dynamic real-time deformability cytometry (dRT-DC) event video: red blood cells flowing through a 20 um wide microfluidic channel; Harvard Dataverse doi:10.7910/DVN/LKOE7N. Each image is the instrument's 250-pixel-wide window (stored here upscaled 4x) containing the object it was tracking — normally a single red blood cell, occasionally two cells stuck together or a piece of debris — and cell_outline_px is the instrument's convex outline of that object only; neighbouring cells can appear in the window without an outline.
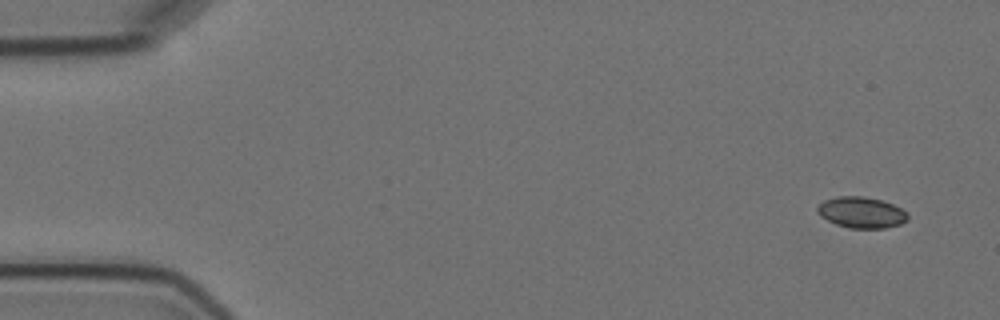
{"species": "Egyptian fruit bat (a non-hibernating species)", "species_latin": "Rousettus aegyptiacus", "temperature_condition": "cold", "stored_images_in_passage": 6, "camera_frame_rate_fps": 3000, "um_per_image_px": 0.085, "animal": {"sex": "female"}, "frame": {"image": 1, "passage_image": 1, "time_ms": 0.0, "image_size_px": [1000, 320], "cell_outline_px": [[908, 220], [900, 224], [884, 228], [848, 228], [836, 224], [820, 216], [816, 212], [816, 208], [824, 200], [836, 196], [864, 196], [880, 200], [892, 204], [908, 212]], "centroid_in_image_um": [73.21, 18.06], "position_along_channel_um": 11.8, "area_um2": 16.42}}
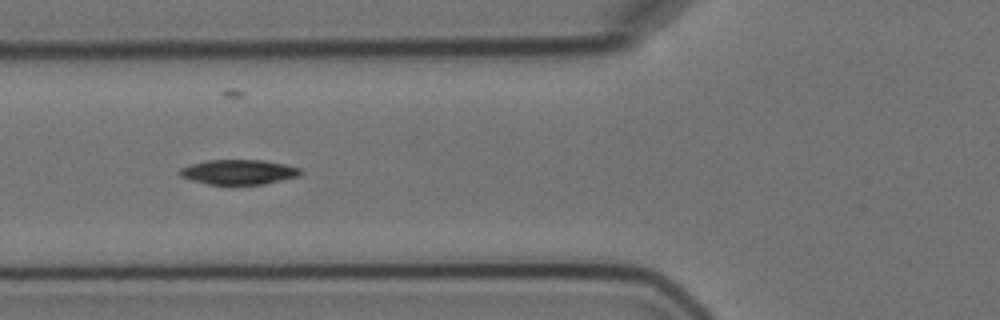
{"frame": {"image": 2, "passage_image": 5, "time_ms": 6.0, "image_size_px": [1000, 320], "cell_outline_px": [[300, 176], [264, 184], [208, 184], [192, 180], [180, 176], [176, 172], [180, 168], [192, 164], [208, 160], [264, 160], [284, 164], [300, 168]], "centroid_in_image_um": [20.26, 14.62], "position_along_channel_um": 105.5, "area_um2": 17.4}}
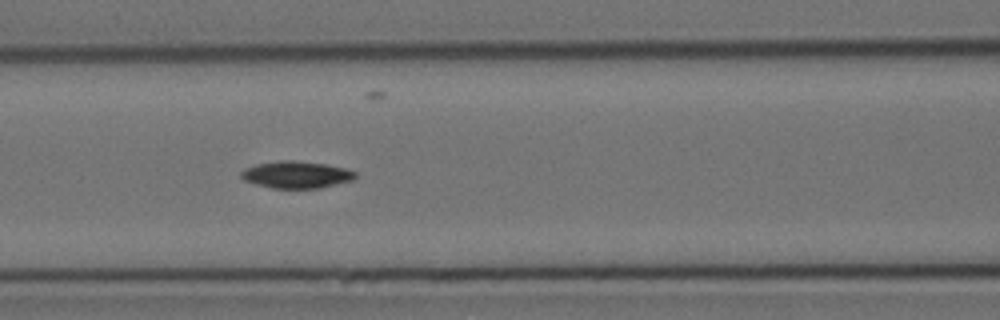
{"frame": {"image": 3, "passage_image": 6, "time_ms": 7.0, "image_size_px": [1000, 320], "cell_outline_px": [[356, 176], [352, 180], [320, 188], [272, 188], [256, 184], [244, 180], [240, 176], [240, 172], [244, 168], [256, 164], [280, 160], [292, 160], [324, 164], [344, 168], [356, 172]], "centroid_in_image_um": [25.15, 14.84], "position_along_channel_um": 141.4, "area_um2": 17.86}}